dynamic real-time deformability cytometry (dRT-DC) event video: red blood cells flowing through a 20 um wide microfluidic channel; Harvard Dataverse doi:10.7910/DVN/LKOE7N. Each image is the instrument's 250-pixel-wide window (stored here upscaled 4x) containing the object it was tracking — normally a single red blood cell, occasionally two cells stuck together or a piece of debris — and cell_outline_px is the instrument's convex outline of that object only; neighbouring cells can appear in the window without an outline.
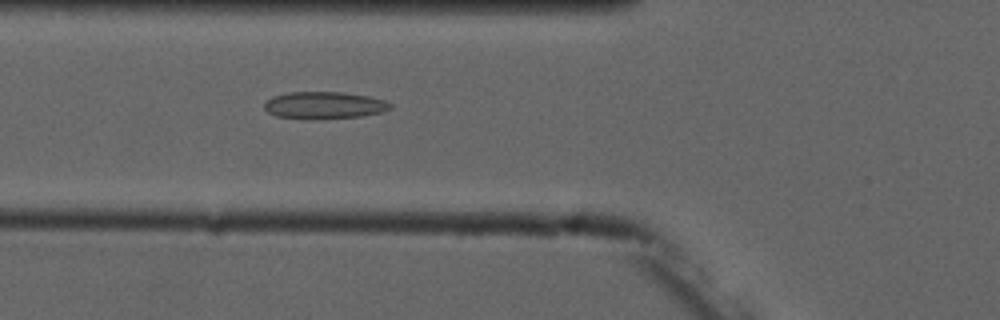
{"species": "common noctule bat (a hibernating species)", "species_latin": "Nyctalus noctula", "temperature_condition": "cold", "stored_images_in_passage": 3, "camera_frame_rate_fps": 3000, "um_per_image_px": 0.085, "animal": {"sex": "male", "forearm_length_mm": 52.5}, "frame": {"image": 1, "passage_image": 3, "time_ms": 3.0, "image_size_px": [1000, 320], "cell_outline_px": [[392, 108], [384, 112], [360, 116], [308, 120], [276, 116], [268, 112], [264, 108], [264, 104], [272, 96], [288, 92], [344, 92], [368, 96], [384, 100], [392, 104]], "centroid_in_image_um": [27.56, 8.95], "position_along_channel_um": 98.2, "area_um2": 20.11}}